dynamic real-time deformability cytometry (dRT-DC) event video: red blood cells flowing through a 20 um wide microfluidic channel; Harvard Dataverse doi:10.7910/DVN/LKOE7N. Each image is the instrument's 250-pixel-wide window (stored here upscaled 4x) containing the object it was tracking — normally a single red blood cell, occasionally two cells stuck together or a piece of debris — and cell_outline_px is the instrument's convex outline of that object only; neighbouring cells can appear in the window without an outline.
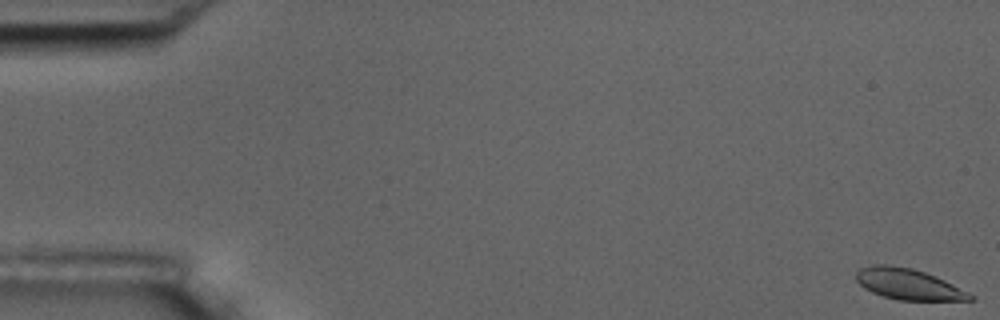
{"species": "common noctule bat (a hibernating species)", "species_latin": "Nyctalus noctula", "temperature_condition": "room temperature", "stored_images_in_passage": 12, "camera_frame_rate_fps": 3000, "um_per_image_px": 0.085, "animal": {"sex": "male", "body_mass_g": 17.5, "forearm_length_mm": 52.3}, "frame": {"image": 1, "passage_image": 1, "time_ms": 0.0, "image_size_px": [1000, 320], "cell_outline_px": [[976, 296], [972, 300], [900, 300], [884, 296], [872, 292], [864, 288], [856, 280], [856, 272], [860, 268], [872, 264], [888, 264], [912, 268], [924, 272], [944, 280]], "centroid_in_image_um": [77.18, 24.14], "position_along_channel_um": 7.8, "area_um2": 20.4}}